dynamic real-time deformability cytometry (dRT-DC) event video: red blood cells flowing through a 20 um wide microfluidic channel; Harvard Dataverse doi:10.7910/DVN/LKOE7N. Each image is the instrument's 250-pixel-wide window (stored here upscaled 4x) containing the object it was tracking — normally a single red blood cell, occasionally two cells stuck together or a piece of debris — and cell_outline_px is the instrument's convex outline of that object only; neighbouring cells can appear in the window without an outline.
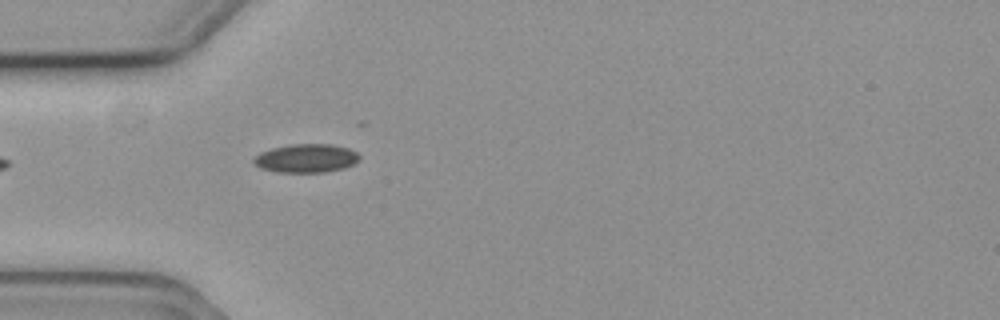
{"species": "common noctule bat (a hibernating species)", "species_latin": "Nyctalus noctula", "temperature_condition": "cold", "stored_images_in_passage": 1, "camera_frame_rate_fps": 3000, "um_per_image_px": 0.085, "animal": {"sex": "female", "body_mass_g": 19.3, "forearm_length_mm": 54.1}, "frame": {"image": 1, "passage_image": 1, "time_ms": 0.0, "image_size_px": [1000, 320], "cell_outline_px": [[360, 156], [352, 164], [344, 168], [324, 172], [276, 172], [260, 168], [252, 160], [260, 152], [272, 148], [292, 144], [332, 144], [348, 148], [356, 152]], "centroid_in_image_um": [26.0, 13.45], "position_along_channel_um": 59.0, "area_um2": 17.46}}